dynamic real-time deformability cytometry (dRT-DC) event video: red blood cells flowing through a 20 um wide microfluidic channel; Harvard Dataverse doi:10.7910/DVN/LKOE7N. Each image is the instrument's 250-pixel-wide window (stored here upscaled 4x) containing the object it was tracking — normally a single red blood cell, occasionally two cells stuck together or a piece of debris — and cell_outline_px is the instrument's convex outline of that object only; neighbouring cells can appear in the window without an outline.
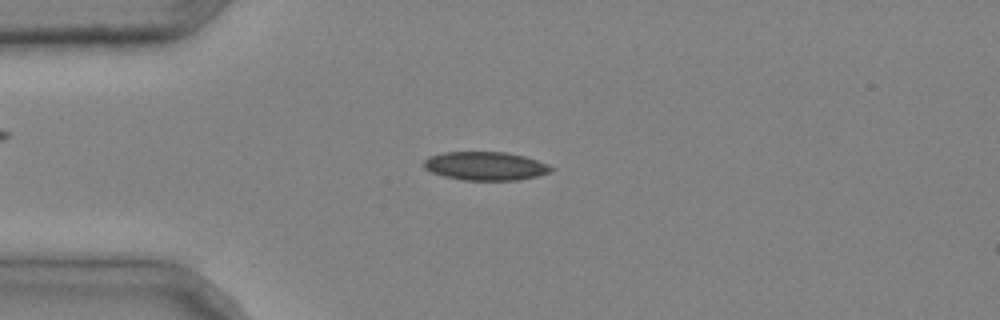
{"species": "common noctule bat (a hibernating species)", "species_latin": "Nyctalus noctula", "temperature_condition": "cold", "stored_images_in_passage": 4, "camera_frame_rate_fps": 3000, "um_per_image_px": 0.085, "animal": {"sex": "male", "body_mass_g": 20.4}, "frame": {"image": 1, "passage_image": 3, "time_ms": 0.667, "image_size_px": [1000, 320], "cell_outline_px": [[556, 168], [552, 172], [520, 180], [464, 180], [444, 176], [432, 172], [424, 168], [424, 160], [428, 156], [444, 152], [504, 152], [524, 156], [548, 164]], "centroid_in_image_um": [41.28, 14.11], "position_along_channel_um": 43.7, "area_um2": 21.21}}